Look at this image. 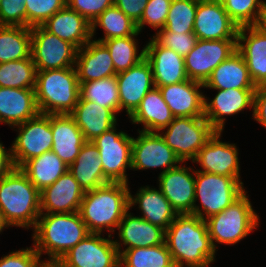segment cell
Wrapping results in <instances>:
<instances>
[{
    "label": "cell",
    "instance_id": "cell-1",
    "mask_svg": "<svg viewBox=\"0 0 266 267\" xmlns=\"http://www.w3.org/2000/svg\"><path fill=\"white\" fill-rule=\"evenodd\" d=\"M165 243L180 267H209L216 258L206 221L191 213L176 215L165 231Z\"/></svg>",
    "mask_w": 266,
    "mask_h": 267
},
{
    "label": "cell",
    "instance_id": "cell-2",
    "mask_svg": "<svg viewBox=\"0 0 266 267\" xmlns=\"http://www.w3.org/2000/svg\"><path fill=\"white\" fill-rule=\"evenodd\" d=\"M129 209V184L109 182L85 191L79 214L90 233L115 232Z\"/></svg>",
    "mask_w": 266,
    "mask_h": 267
},
{
    "label": "cell",
    "instance_id": "cell-3",
    "mask_svg": "<svg viewBox=\"0 0 266 267\" xmlns=\"http://www.w3.org/2000/svg\"><path fill=\"white\" fill-rule=\"evenodd\" d=\"M33 232V247L47 260H60L90 233L79 212L41 213Z\"/></svg>",
    "mask_w": 266,
    "mask_h": 267
},
{
    "label": "cell",
    "instance_id": "cell-4",
    "mask_svg": "<svg viewBox=\"0 0 266 267\" xmlns=\"http://www.w3.org/2000/svg\"><path fill=\"white\" fill-rule=\"evenodd\" d=\"M0 209L11 227L34 229L41 214L40 191L20 168L0 179Z\"/></svg>",
    "mask_w": 266,
    "mask_h": 267
},
{
    "label": "cell",
    "instance_id": "cell-5",
    "mask_svg": "<svg viewBox=\"0 0 266 267\" xmlns=\"http://www.w3.org/2000/svg\"><path fill=\"white\" fill-rule=\"evenodd\" d=\"M36 103L42 114H70L80 98L75 67L37 71Z\"/></svg>",
    "mask_w": 266,
    "mask_h": 267
},
{
    "label": "cell",
    "instance_id": "cell-6",
    "mask_svg": "<svg viewBox=\"0 0 266 267\" xmlns=\"http://www.w3.org/2000/svg\"><path fill=\"white\" fill-rule=\"evenodd\" d=\"M248 198L249 195L245 191L226 209L205 220L212 246L216 251L217 244L235 245L258 227L259 215Z\"/></svg>",
    "mask_w": 266,
    "mask_h": 267
},
{
    "label": "cell",
    "instance_id": "cell-7",
    "mask_svg": "<svg viewBox=\"0 0 266 267\" xmlns=\"http://www.w3.org/2000/svg\"><path fill=\"white\" fill-rule=\"evenodd\" d=\"M243 185L234 177L195 170V204L191 214L205 221L220 213L245 192ZM198 200L200 205L196 204Z\"/></svg>",
    "mask_w": 266,
    "mask_h": 267
},
{
    "label": "cell",
    "instance_id": "cell-8",
    "mask_svg": "<svg viewBox=\"0 0 266 267\" xmlns=\"http://www.w3.org/2000/svg\"><path fill=\"white\" fill-rule=\"evenodd\" d=\"M164 131V132H163ZM216 130L203 117H175L158 133L182 163L193 161Z\"/></svg>",
    "mask_w": 266,
    "mask_h": 267
},
{
    "label": "cell",
    "instance_id": "cell-9",
    "mask_svg": "<svg viewBox=\"0 0 266 267\" xmlns=\"http://www.w3.org/2000/svg\"><path fill=\"white\" fill-rule=\"evenodd\" d=\"M116 130L115 125L91 142L98 148L105 177L110 182L128 184L126 169L131 170L133 137Z\"/></svg>",
    "mask_w": 266,
    "mask_h": 267
},
{
    "label": "cell",
    "instance_id": "cell-10",
    "mask_svg": "<svg viewBox=\"0 0 266 267\" xmlns=\"http://www.w3.org/2000/svg\"><path fill=\"white\" fill-rule=\"evenodd\" d=\"M15 127L18 136L10 147L15 168H20L26 161L51 151L53 144L51 114L39 113L36 117L11 129Z\"/></svg>",
    "mask_w": 266,
    "mask_h": 267
},
{
    "label": "cell",
    "instance_id": "cell-11",
    "mask_svg": "<svg viewBox=\"0 0 266 267\" xmlns=\"http://www.w3.org/2000/svg\"><path fill=\"white\" fill-rule=\"evenodd\" d=\"M77 48L47 31L31 27V57L37 71L75 67Z\"/></svg>",
    "mask_w": 266,
    "mask_h": 267
},
{
    "label": "cell",
    "instance_id": "cell-12",
    "mask_svg": "<svg viewBox=\"0 0 266 267\" xmlns=\"http://www.w3.org/2000/svg\"><path fill=\"white\" fill-rule=\"evenodd\" d=\"M102 236V233H89L60 261L66 267H120L119 253L112 235L108 238Z\"/></svg>",
    "mask_w": 266,
    "mask_h": 267
},
{
    "label": "cell",
    "instance_id": "cell-13",
    "mask_svg": "<svg viewBox=\"0 0 266 267\" xmlns=\"http://www.w3.org/2000/svg\"><path fill=\"white\" fill-rule=\"evenodd\" d=\"M237 50V39L200 40L184 57L190 80L204 84L212 71Z\"/></svg>",
    "mask_w": 266,
    "mask_h": 267
},
{
    "label": "cell",
    "instance_id": "cell-14",
    "mask_svg": "<svg viewBox=\"0 0 266 267\" xmlns=\"http://www.w3.org/2000/svg\"><path fill=\"white\" fill-rule=\"evenodd\" d=\"M138 133L137 138L133 137L131 170L164 167L159 173L161 174L182 163L158 132H145L138 129Z\"/></svg>",
    "mask_w": 266,
    "mask_h": 267
},
{
    "label": "cell",
    "instance_id": "cell-15",
    "mask_svg": "<svg viewBox=\"0 0 266 267\" xmlns=\"http://www.w3.org/2000/svg\"><path fill=\"white\" fill-rule=\"evenodd\" d=\"M238 25L230 18L223 4L214 0H199L193 33L200 40L237 39Z\"/></svg>",
    "mask_w": 266,
    "mask_h": 267
},
{
    "label": "cell",
    "instance_id": "cell-16",
    "mask_svg": "<svg viewBox=\"0 0 266 267\" xmlns=\"http://www.w3.org/2000/svg\"><path fill=\"white\" fill-rule=\"evenodd\" d=\"M221 134L222 132L216 131L192 162L199 163L202 169L196 171L234 177L242 182L238 158L239 149L234 143L222 142Z\"/></svg>",
    "mask_w": 266,
    "mask_h": 267
},
{
    "label": "cell",
    "instance_id": "cell-17",
    "mask_svg": "<svg viewBox=\"0 0 266 267\" xmlns=\"http://www.w3.org/2000/svg\"><path fill=\"white\" fill-rule=\"evenodd\" d=\"M181 164L159 174L158 187L177 214L192 213L195 204V169Z\"/></svg>",
    "mask_w": 266,
    "mask_h": 267
},
{
    "label": "cell",
    "instance_id": "cell-18",
    "mask_svg": "<svg viewBox=\"0 0 266 267\" xmlns=\"http://www.w3.org/2000/svg\"><path fill=\"white\" fill-rule=\"evenodd\" d=\"M120 112L126 110L129 117L140 105L145 95L153 88L151 64L146 58L126 71L116 74Z\"/></svg>",
    "mask_w": 266,
    "mask_h": 267
},
{
    "label": "cell",
    "instance_id": "cell-19",
    "mask_svg": "<svg viewBox=\"0 0 266 267\" xmlns=\"http://www.w3.org/2000/svg\"><path fill=\"white\" fill-rule=\"evenodd\" d=\"M254 94L255 89H219L212 100L204 96V117L216 131L223 132L226 116L248 107L253 110Z\"/></svg>",
    "mask_w": 266,
    "mask_h": 267
},
{
    "label": "cell",
    "instance_id": "cell-20",
    "mask_svg": "<svg viewBox=\"0 0 266 267\" xmlns=\"http://www.w3.org/2000/svg\"><path fill=\"white\" fill-rule=\"evenodd\" d=\"M145 58L151 64L155 87L189 80L184 57L160 45L153 37L145 45Z\"/></svg>",
    "mask_w": 266,
    "mask_h": 267
},
{
    "label": "cell",
    "instance_id": "cell-21",
    "mask_svg": "<svg viewBox=\"0 0 266 267\" xmlns=\"http://www.w3.org/2000/svg\"><path fill=\"white\" fill-rule=\"evenodd\" d=\"M85 191L67 170L53 184L40 192L41 213L78 212Z\"/></svg>",
    "mask_w": 266,
    "mask_h": 267
},
{
    "label": "cell",
    "instance_id": "cell-22",
    "mask_svg": "<svg viewBox=\"0 0 266 267\" xmlns=\"http://www.w3.org/2000/svg\"><path fill=\"white\" fill-rule=\"evenodd\" d=\"M237 51L246 62L253 84L266 85V33L255 25L239 27Z\"/></svg>",
    "mask_w": 266,
    "mask_h": 267
},
{
    "label": "cell",
    "instance_id": "cell-23",
    "mask_svg": "<svg viewBox=\"0 0 266 267\" xmlns=\"http://www.w3.org/2000/svg\"><path fill=\"white\" fill-rule=\"evenodd\" d=\"M204 85L193 80L159 87L174 117H203Z\"/></svg>",
    "mask_w": 266,
    "mask_h": 267
},
{
    "label": "cell",
    "instance_id": "cell-24",
    "mask_svg": "<svg viewBox=\"0 0 266 267\" xmlns=\"http://www.w3.org/2000/svg\"><path fill=\"white\" fill-rule=\"evenodd\" d=\"M128 210L118 225V238L114 240L118 253L137 247H150L165 242V230L140 216H135ZM126 248L122 249L121 245Z\"/></svg>",
    "mask_w": 266,
    "mask_h": 267
},
{
    "label": "cell",
    "instance_id": "cell-25",
    "mask_svg": "<svg viewBox=\"0 0 266 267\" xmlns=\"http://www.w3.org/2000/svg\"><path fill=\"white\" fill-rule=\"evenodd\" d=\"M75 68L79 83L116 76L112 57L107 47L91 39L77 49Z\"/></svg>",
    "mask_w": 266,
    "mask_h": 267
},
{
    "label": "cell",
    "instance_id": "cell-26",
    "mask_svg": "<svg viewBox=\"0 0 266 267\" xmlns=\"http://www.w3.org/2000/svg\"><path fill=\"white\" fill-rule=\"evenodd\" d=\"M51 130L53 135L51 150L69 166L87 141L70 114H51Z\"/></svg>",
    "mask_w": 266,
    "mask_h": 267
},
{
    "label": "cell",
    "instance_id": "cell-27",
    "mask_svg": "<svg viewBox=\"0 0 266 267\" xmlns=\"http://www.w3.org/2000/svg\"><path fill=\"white\" fill-rule=\"evenodd\" d=\"M39 113L35 89L0 87V124L12 128Z\"/></svg>",
    "mask_w": 266,
    "mask_h": 267
},
{
    "label": "cell",
    "instance_id": "cell-28",
    "mask_svg": "<svg viewBox=\"0 0 266 267\" xmlns=\"http://www.w3.org/2000/svg\"><path fill=\"white\" fill-rule=\"evenodd\" d=\"M137 204L142 213L140 217L165 231L177 215L161 190L149 185L140 187L135 195L131 194L129 188V209Z\"/></svg>",
    "mask_w": 266,
    "mask_h": 267
},
{
    "label": "cell",
    "instance_id": "cell-29",
    "mask_svg": "<svg viewBox=\"0 0 266 267\" xmlns=\"http://www.w3.org/2000/svg\"><path fill=\"white\" fill-rule=\"evenodd\" d=\"M42 26L77 49L92 39L91 22L67 5L50 17Z\"/></svg>",
    "mask_w": 266,
    "mask_h": 267
},
{
    "label": "cell",
    "instance_id": "cell-30",
    "mask_svg": "<svg viewBox=\"0 0 266 267\" xmlns=\"http://www.w3.org/2000/svg\"><path fill=\"white\" fill-rule=\"evenodd\" d=\"M70 115L86 141H93L97 136L118 125V116L113 110L101 107L95 102L83 100L81 97Z\"/></svg>",
    "mask_w": 266,
    "mask_h": 267
},
{
    "label": "cell",
    "instance_id": "cell-31",
    "mask_svg": "<svg viewBox=\"0 0 266 267\" xmlns=\"http://www.w3.org/2000/svg\"><path fill=\"white\" fill-rule=\"evenodd\" d=\"M203 85L214 90L256 89L246 62L237 50L212 71Z\"/></svg>",
    "mask_w": 266,
    "mask_h": 267
},
{
    "label": "cell",
    "instance_id": "cell-32",
    "mask_svg": "<svg viewBox=\"0 0 266 267\" xmlns=\"http://www.w3.org/2000/svg\"><path fill=\"white\" fill-rule=\"evenodd\" d=\"M132 124H143L141 131L159 132L175 118L158 87H153L128 117Z\"/></svg>",
    "mask_w": 266,
    "mask_h": 267
},
{
    "label": "cell",
    "instance_id": "cell-33",
    "mask_svg": "<svg viewBox=\"0 0 266 267\" xmlns=\"http://www.w3.org/2000/svg\"><path fill=\"white\" fill-rule=\"evenodd\" d=\"M68 171L84 191L93 190L110 182L104 175L98 148L91 141H87L81 147L75 161L68 166Z\"/></svg>",
    "mask_w": 266,
    "mask_h": 267
},
{
    "label": "cell",
    "instance_id": "cell-34",
    "mask_svg": "<svg viewBox=\"0 0 266 267\" xmlns=\"http://www.w3.org/2000/svg\"><path fill=\"white\" fill-rule=\"evenodd\" d=\"M20 169L41 192L62 176L68 166L51 150L26 161Z\"/></svg>",
    "mask_w": 266,
    "mask_h": 267
},
{
    "label": "cell",
    "instance_id": "cell-35",
    "mask_svg": "<svg viewBox=\"0 0 266 267\" xmlns=\"http://www.w3.org/2000/svg\"><path fill=\"white\" fill-rule=\"evenodd\" d=\"M31 57V27L0 25V63Z\"/></svg>",
    "mask_w": 266,
    "mask_h": 267
},
{
    "label": "cell",
    "instance_id": "cell-36",
    "mask_svg": "<svg viewBox=\"0 0 266 267\" xmlns=\"http://www.w3.org/2000/svg\"><path fill=\"white\" fill-rule=\"evenodd\" d=\"M98 26L104 31L103 38L96 40L99 42L112 38L131 36L138 31L136 23L115 5L108 7L91 22L92 39H94Z\"/></svg>",
    "mask_w": 266,
    "mask_h": 267
},
{
    "label": "cell",
    "instance_id": "cell-37",
    "mask_svg": "<svg viewBox=\"0 0 266 267\" xmlns=\"http://www.w3.org/2000/svg\"><path fill=\"white\" fill-rule=\"evenodd\" d=\"M120 267H173L174 262L166 243L150 247L121 250Z\"/></svg>",
    "mask_w": 266,
    "mask_h": 267
},
{
    "label": "cell",
    "instance_id": "cell-38",
    "mask_svg": "<svg viewBox=\"0 0 266 267\" xmlns=\"http://www.w3.org/2000/svg\"><path fill=\"white\" fill-rule=\"evenodd\" d=\"M139 34L141 33L137 31L131 36L102 41L110 52L116 73L130 69L145 58V48L138 53V39L135 38Z\"/></svg>",
    "mask_w": 266,
    "mask_h": 267
},
{
    "label": "cell",
    "instance_id": "cell-39",
    "mask_svg": "<svg viewBox=\"0 0 266 267\" xmlns=\"http://www.w3.org/2000/svg\"><path fill=\"white\" fill-rule=\"evenodd\" d=\"M36 78L32 57L0 63V87L35 89Z\"/></svg>",
    "mask_w": 266,
    "mask_h": 267
},
{
    "label": "cell",
    "instance_id": "cell-40",
    "mask_svg": "<svg viewBox=\"0 0 266 267\" xmlns=\"http://www.w3.org/2000/svg\"><path fill=\"white\" fill-rule=\"evenodd\" d=\"M80 84V97L120 113L117 77L93 80Z\"/></svg>",
    "mask_w": 266,
    "mask_h": 267
},
{
    "label": "cell",
    "instance_id": "cell-41",
    "mask_svg": "<svg viewBox=\"0 0 266 267\" xmlns=\"http://www.w3.org/2000/svg\"><path fill=\"white\" fill-rule=\"evenodd\" d=\"M198 1L172 0L163 29L176 33H193Z\"/></svg>",
    "mask_w": 266,
    "mask_h": 267
},
{
    "label": "cell",
    "instance_id": "cell-42",
    "mask_svg": "<svg viewBox=\"0 0 266 267\" xmlns=\"http://www.w3.org/2000/svg\"><path fill=\"white\" fill-rule=\"evenodd\" d=\"M264 0H226L224 9L238 27L256 25Z\"/></svg>",
    "mask_w": 266,
    "mask_h": 267
},
{
    "label": "cell",
    "instance_id": "cell-43",
    "mask_svg": "<svg viewBox=\"0 0 266 267\" xmlns=\"http://www.w3.org/2000/svg\"><path fill=\"white\" fill-rule=\"evenodd\" d=\"M26 27L42 25L66 6V0H26Z\"/></svg>",
    "mask_w": 266,
    "mask_h": 267
},
{
    "label": "cell",
    "instance_id": "cell-44",
    "mask_svg": "<svg viewBox=\"0 0 266 267\" xmlns=\"http://www.w3.org/2000/svg\"><path fill=\"white\" fill-rule=\"evenodd\" d=\"M153 38L160 45L177 52L182 57H185L198 41L194 33H176L164 29L155 33Z\"/></svg>",
    "mask_w": 266,
    "mask_h": 267
},
{
    "label": "cell",
    "instance_id": "cell-45",
    "mask_svg": "<svg viewBox=\"0 0 266 267\" xmlns=\"http://www.w3.org/2000/svg\"><path fill=\"white\" fill-rule=\"evenodd\" d=\"M172 0H148L140 21L136 24L137 30L142 32L148 25L157 32L164 28Z\"/></svg>",
    "mask_w": 266,
    "mask_h": 267
},
{
    "label": "cell",
    "instance_id": "cell-46",
    "mask_svg": "<svg viewBox=\"0 0 266 267\" xmlns=\"http://www.w3.org/2000/svg\"><path fill=\"white\" fill-rule=\"evenodd\" d=\"M26 0H1L0 25L26 27Z\"/></svg>",
    "mask_w": 266,
    "mask_h": 267
},
{
    "label": "cell",
    "instance_id": "cell-47",
    "mask_svg": "<svg viewBox=\"0 0 266 267\" xmlns=\"http://www.w3.org/2000/svg\"><path fill=\"white\" fill-rule=\"evenodd\" d=\"M40 254L32 247L9 252L0 259V267H39L41 262Z\"/></svg>",
    "mask_w": 266,
    "mask_h": 267
},
{
    "label": "cell",
    "instance_id": "cell-48",
    "mask_svg": "<svg viewBox=\"0 0 266 267\" xmlns=\"http://www.w3.org/2000/svg\"><path fill=\"white\" fill-rule=\"evenodd\" d=\"M66 5L92 22L104 10L114 5V0H66Z\"/></svg>",
    "mask_w": 266,
    "mask_h": 267
},
{
    "label": "cell",
    "instance_id": "cell-49",
    "mask_svg": "<svg viewBox=\"0 0 266 267\" xmlns=\"http://www.w3.org/2000/svg\"><path fill=\"white\" fill-rule=\"evenodd\" d=\"M148 0H114V5L136 24L140 21Z\"/></svg>",
    "mask_w": 266,
    "mask_h": 267
},
{
    "label": "cell",
    "instance_id": "cell-50",
    "mask_svg": "<svg viewBox=\"0 0 266 267\" xmlns=\"http://www.w3.org/2000/svg\"><path fill=\"white\" fill-rule=\"evenodd\" d=\"M252 119L266 128V85L255 89Z\"/></svg>",
    "mask_w": 266,
    "mask_h": 267
},
{
    "label": "cell",
    "instance_id": "cell-51",
    "mask_svg": "<svg viewBox=\"0 0 266 267\" xmlns=\"http://www.w3.org/2000/svg\"><path fill=\"white\" fill-rule=\"evenodd\" d=\"M15 168L10 148H5L0 142V179L8 175Z\"/></svg>",
    "mask_w": 266,
    "mask_h": 267
},
{
    "label": "cell",
    "instance_id": "cell-52",
    "mask_svg": "<svg viewBox=\"0 0 266 267\" xmlns=\"http://www.w3.org/2000/svg\"><path fill=\"white\" fill-rule=\"evenodd\" d=\"M255 26L258 27L262 32L266 33V2L265 1L260 11L258 22Z\"/></svg>",
    "mask_w": 266,
    "mask_h": 267
},
{
    "label": "cell",
    "instance_id": "cell-53",
    "mask_svg": "<svg viewBox=\"0 0 266 267\" xmlns=\"http://www.w3.org/2000/svg\"><path fill=\"white\" fill-rule=\"evenodd\" d=\"M39 267H66L60 260H43Z\"/></svg>",
    "mask_w": 266,
    "mask_h": 267
},
{
    "label": "cell",
    "instance_id": "cell-54",
    "mask_svg": "<svg viewBox=\"0 0 266 267\" xmlns=\"http://www.w3.org/2000/svg\"><path fill=\"white\" fill-rule=\"evenodd\" d=\"M9 227L11 226L5 220L2 210L0 209V233H2L5 228Z\"/></svg>",
    "mask_w": 266,
    "mask_h": 267
},
{
    "label": "cell",
    "instance_id": "cell-55",
    "mask_svg": "<svg viewBox=\"0 0 266 267\" xmlns=\"http://www.w3.org/2000/svg\"><path fill=\"white\" fill-rule=\"evenodd\" d=\"M214 1H217L218 3L223 4L226 0H214Z\"/></svg>",
    "mask_w": 266,
    "mask_h": 267
}]
</instances>
